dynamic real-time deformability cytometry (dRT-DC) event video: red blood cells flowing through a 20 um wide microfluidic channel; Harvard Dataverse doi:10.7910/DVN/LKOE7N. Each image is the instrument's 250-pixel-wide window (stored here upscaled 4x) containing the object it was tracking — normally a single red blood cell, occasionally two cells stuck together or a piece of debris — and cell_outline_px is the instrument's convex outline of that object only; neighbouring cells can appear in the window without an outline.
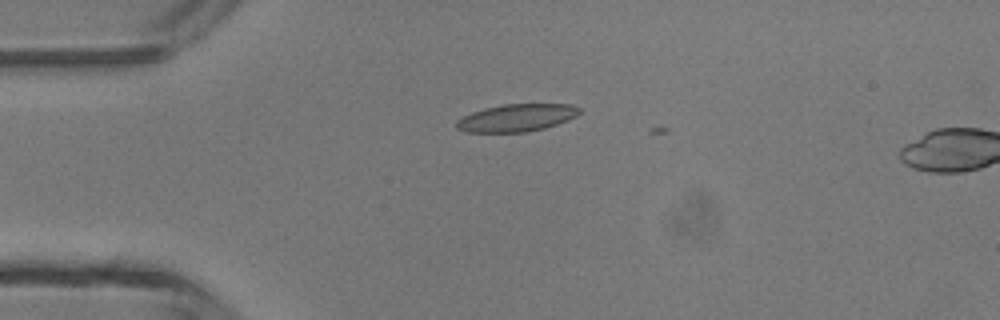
{"species": "common noctule bat (a hibernating species)", "species_latin": "Nyctalus noctula", "temperature_condition": "room temperature", "stored_images_in_passage": 3, "camera_frame_rate_fps": 3000, "um_per_image_px": 0.085, "animal": {"sex": "male", "body_mass_g": 13.3}, "frame": {"image": 1, "passage_image": 2, "time_ms": 0.333, "image_size_px": [1000, 320], "cell_outline_px": [[580, 112], [576, 116], [568, 120], [544, 128], [528, 132], [468, 132], [456, 128], [456, 120], [472, 112], [484, 108], [504, 104], [572, 104], [580, 108]], "centroid_in_image_um": [43.91, 10.01], "position_along_channel_um": 41.1, "area_um2": 19.65}}